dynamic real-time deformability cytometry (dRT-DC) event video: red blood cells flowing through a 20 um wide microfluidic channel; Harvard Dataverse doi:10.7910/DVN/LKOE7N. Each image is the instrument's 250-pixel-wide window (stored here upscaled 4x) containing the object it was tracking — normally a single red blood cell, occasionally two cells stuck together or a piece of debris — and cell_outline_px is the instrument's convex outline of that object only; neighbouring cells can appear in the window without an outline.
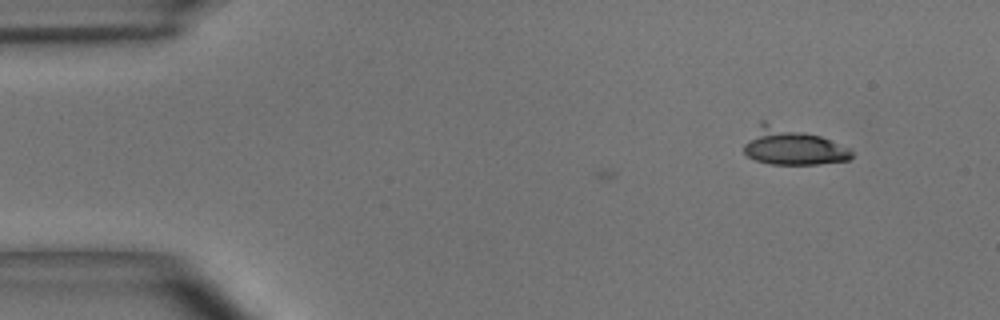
{"species": "common noctule bat (a hibernating species)", "species_latin": "Nyctalus noctula", "temperature_condition": "room temperature", "stored_images_in_passage": 2, "camera_frame_rate_fps": 3000, "um_per_image_px": 0.085, "animal": {"sex": "male", "body_mass_g": 15.6}, "frame": {"image": 1, "passage_image": 2, "time_ms": 0.333, "image_size_px": [1000, 320], "cell_outline_px": [[852, 156], [848, 160], [820, 164], [772, 164], [756, 160], [748, 156], [744, 152], [744, 144], [760, 120], [764, 120], [820, 136], [848, 148], [852, 152]], "centroid_in_image_um": [67.31, 12.44], "position_along_channel_um": 17.7, "area_um2": 22.95}}